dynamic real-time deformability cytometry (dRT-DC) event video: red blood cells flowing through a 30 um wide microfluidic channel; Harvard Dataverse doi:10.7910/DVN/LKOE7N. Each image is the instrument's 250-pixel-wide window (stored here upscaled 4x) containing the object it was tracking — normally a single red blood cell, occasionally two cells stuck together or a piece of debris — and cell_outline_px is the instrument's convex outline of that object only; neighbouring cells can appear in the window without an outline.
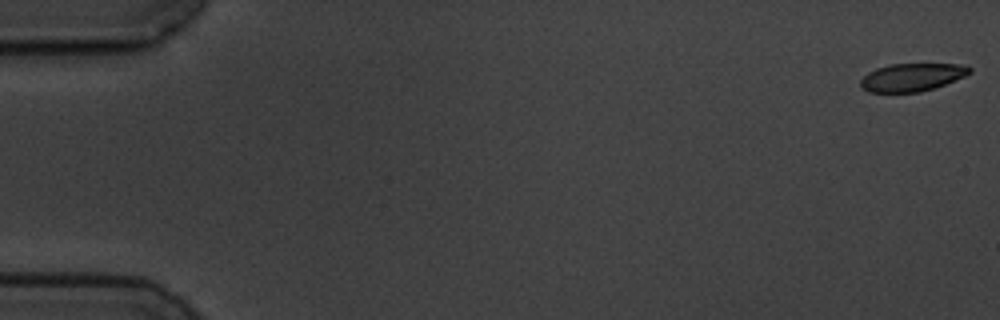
{"species": "common noctule bat (a hibernating species)", "species_latin": "Nyctalus noctula", "temperature_condition": "cold", "stored_images_in_passage": 6, "camera_frame_rate_fps": 3000, "um_per_image_px": 0.085, "animal": {"sex": "male", "body_mass_g": 19.5, "forearm_length_mm": 54.6}, "frame": {"image": 1, "passage_image": 1, "time_ms": 0.0, "image_size_px": [1000, 320], "cell_outline_px": [[972, 72], [964, 76], [936, 88], [920, 92], [868, 92], [860, 84], [860, 80], [868, 72], [876, 68], [892, 64], [968, 64], [972, 68]], "centroid_in_image_um": [77.56, 6.56], "position_along_channel_um": 7.4, "area_um2": 17.8}}
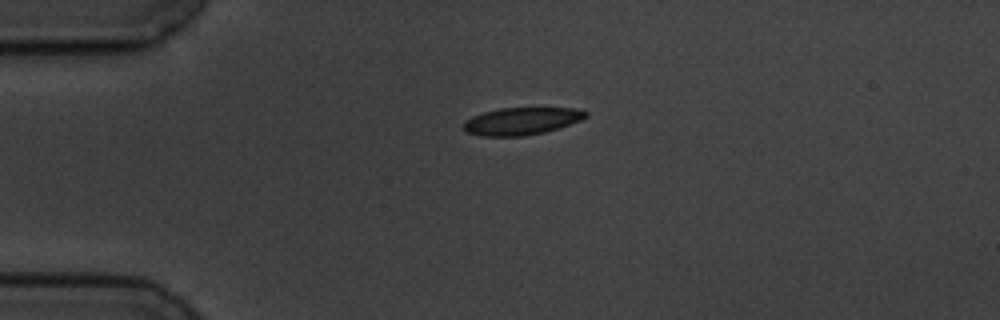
{"frame": {"image": 2, "passage_image": 4, "time_ms": 4.333, "image_size_px": [1000, 320], "cell_outline_px": [[588, 116], [580, 120], [544, 132], [520, 136], [480, 136], [468, 132], [460, 124], [464, 120], [472, 116], [484, 112], [500, 108], [572, 108], [588, 112]], "centroid_in_image_um": [44.27, 10.29], "position_along_channel_um": 40.7, "area_um2": 19.31}}
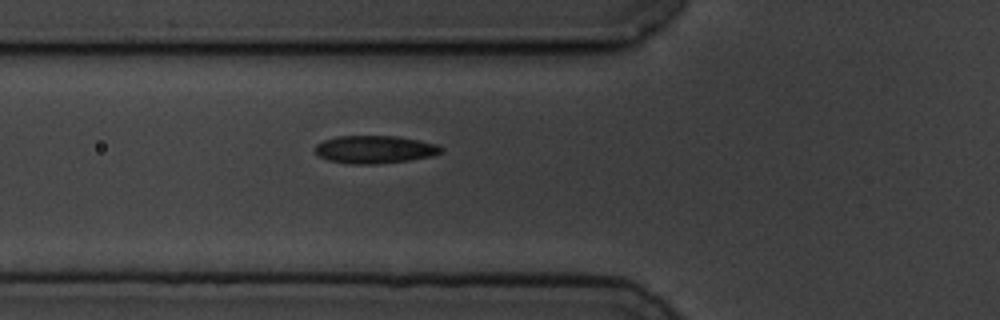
{"frame": {"image": 3, "passage_image": 6, "time_ms": 6.667, "image_size_px": [1000, 320], "cell_outline_px": [[444, 148], [440, 152], [432, 156], [408, 160], [376, 164], [348, 164], [328, 160], [320, 156], [316, 152], [316, 144], [324, 140], [336, 136], [396, 136], [436, 144]], "centroid_in_image_um": [31.83, 12.7], "position_along_channel_um": 94.0, "area_um2": 20.23}}